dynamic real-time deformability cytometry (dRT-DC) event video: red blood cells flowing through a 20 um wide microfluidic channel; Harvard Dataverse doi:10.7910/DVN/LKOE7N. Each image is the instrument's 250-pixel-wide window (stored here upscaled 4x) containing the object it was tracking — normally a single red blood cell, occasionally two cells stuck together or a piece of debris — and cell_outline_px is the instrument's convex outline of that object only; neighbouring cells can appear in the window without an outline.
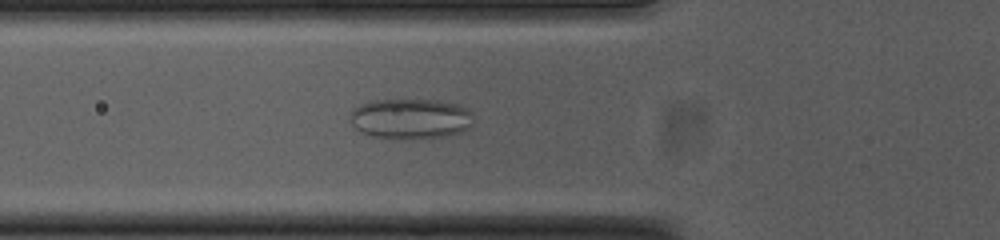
{"species": "common noctule bat (a hibernating species)", "species_latin": "Nyctalus noctula", "temperature_condition": "cold", "stored_images_in_passage": 52, "camera_frame_rate_fps": 3000, "um_per_image_px": 0.085, "animal": {"sex": "female", "body_mass_g": 23.0, "forearm_length_mm": 53.4}, "frame": {"image": 1, "passage_image": 17, "time_ms": 5.333, "image_size_px": [1000, 240], "cell_outline_px": [[472, 124], [464, 132], [448, 136], [408, 140], [392, 140], [372, 136], [360, 132], [352, 124], [352, 108], [360, 104], [372, 100], [440, 100], [456, 104], [468, 108], [472, 112]], "centroid_in_image_um": [34.92, 10.12], "position_along_channel_um": 90.9, "area_um2": 29.65}}
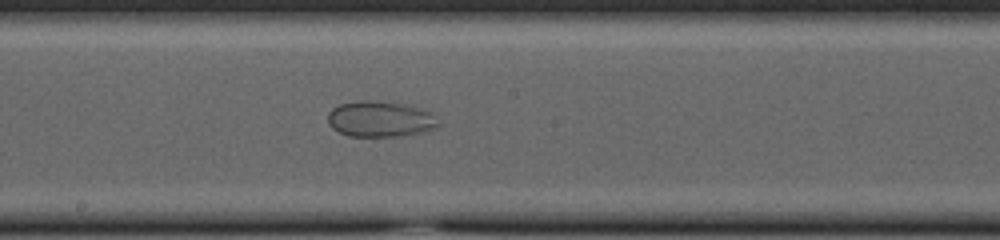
{"frame": {"image": 2, "passage_image": 27, "time_ms": 8.667, "image_size_px": [1000, 240], "cell_outline_px": [[440, 124], [436, 128], [420, 132], [400, 136], [348, 136], [332, 128], [328, 124], [328, 112], [332, 108], [340, 104], [360, 100], [368, 100], [404, 104], [436, 112]], "centroid_in_image_um": [32.35, 10.11], "position_along_channel_um": 215.8, "area_um2": 23.29}}
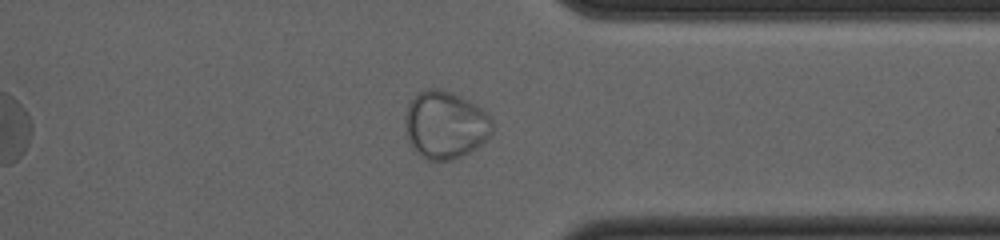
{"frame": {"image": 3, "passage_image": 40, "time_ms": 13.0, "image_size_px": [1000, 240], "cell_outline_px": [[492, 132], [476, 148], [452, 160], [428, 160], [420, 156], [416, 152], [408, 140], [404, 132], [408, 104], [416, 92], [428, 88], [436, 88], [452, 92], [476, 104], [492, 120]], "centroid_in_image_um": [37.81, 10.6], "position_along_channel_um": 373.6, "area_um2": 34.28}}